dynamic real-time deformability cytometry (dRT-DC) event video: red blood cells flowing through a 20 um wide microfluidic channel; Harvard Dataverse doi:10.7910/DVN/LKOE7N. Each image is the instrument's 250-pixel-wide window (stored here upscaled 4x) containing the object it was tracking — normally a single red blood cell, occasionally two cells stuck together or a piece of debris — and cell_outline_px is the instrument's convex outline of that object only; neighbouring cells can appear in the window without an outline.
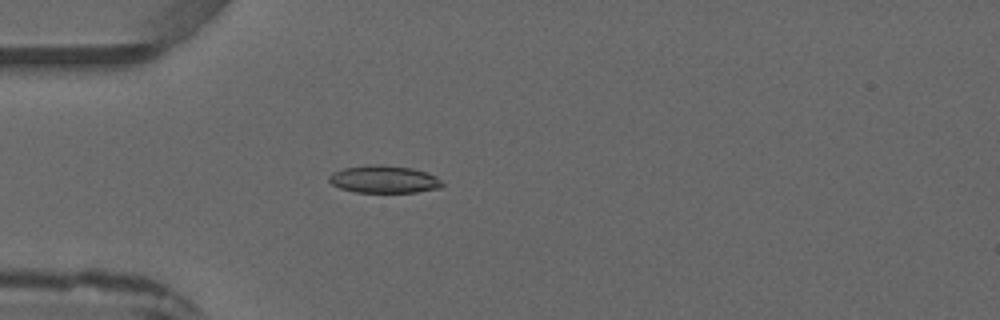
{"species": "common noctule bat (a hibernating species)", "species_latin": "Nyctalus noctula", "temperature_condition": "warm", "stored_images_in_passage": 2, "camera_frame_rate_fps": 3000, "um_per_image_px": 0.085, "animal": {"sex": "male", "forearm_length_mm": 52.5}, "frame": {"image": 1, "passage_image": 2, "time_ms": 2.0, "image_size_px": [1000, 320], "cell_outline_px": [[444, 184], [440, 188], [416, 192], [356, 192], [340, 188], [332, 184], [328, 180], [328, 176], [332, 172], [344, 168], [372, 164], [380, 164], [412, 168], [436, 176]], "centroid_in_image_um": [32.62, 15.24], "position_along_channel_um": 52.4, "area_um2": 18.09}}